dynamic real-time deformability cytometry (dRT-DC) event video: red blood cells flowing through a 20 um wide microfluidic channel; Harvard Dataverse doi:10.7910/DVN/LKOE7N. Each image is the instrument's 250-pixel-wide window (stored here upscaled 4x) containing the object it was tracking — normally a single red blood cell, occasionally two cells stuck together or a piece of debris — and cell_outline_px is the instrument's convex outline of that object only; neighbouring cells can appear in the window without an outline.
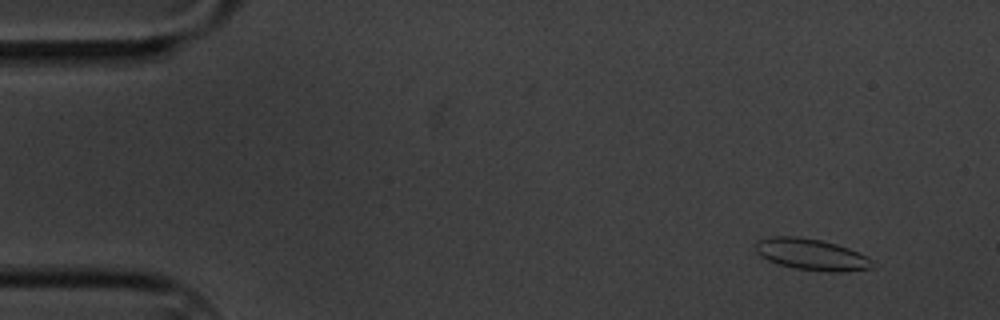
{"species": "common noctule bat (a hibernating species)", "species_latin": "Nyctalus noctula", "temperature_condition": "cold", "stored_images_in_passage": 10, "camera_frame_rate_fps": 3000, "um_per_image_px": 0.085, "animal": {"sex": "male", "body_mass_g": 20.1, "forearm_length_mm": 53.5}, "frame": {"image": 1, "passage_image": 2, "time_ms": 1.333, "image_size_px": [1000, 320], "cell_outline_px": [[872, 268], [840, 272], [828, 272], [796, 268], [780, 264], [768, 260], [760, 256], [756, 252], [756, 240], [768, 236], [796, 236], [820, 240], [836, 244], [848, 248], [872, 260]], "centroid_in_image_um": [68.92, 21.62], "position_along_channel_um": 16.1, "area_um2": 21.15}}
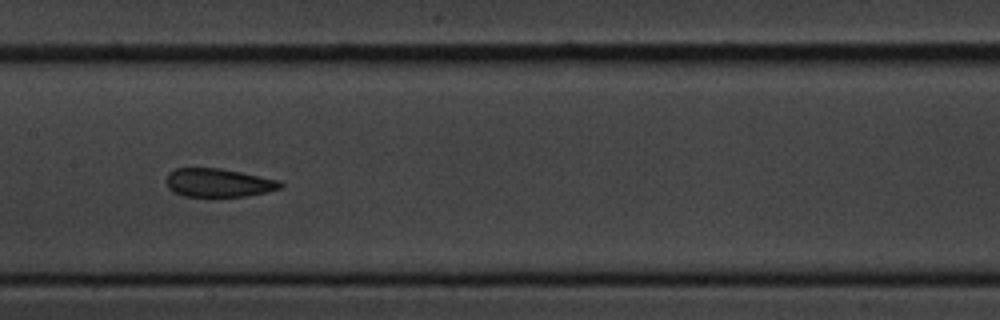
{"frame": {"image": 2, "passage_image": 9, "time_ms": 9.333, "image_size_px": [1000, 320], "cell_outline_px": [[284, 184], [280, 188], [248, 196], [184, 196], [172, 192], [168, 188], [164, 180], [168, 172], [176, 168], [220, 168], [280, 180]], "centroid_in_image_um": [18.51, 15.53], "position_along_channel_um": 188.9, "area_um2": 19.02}}
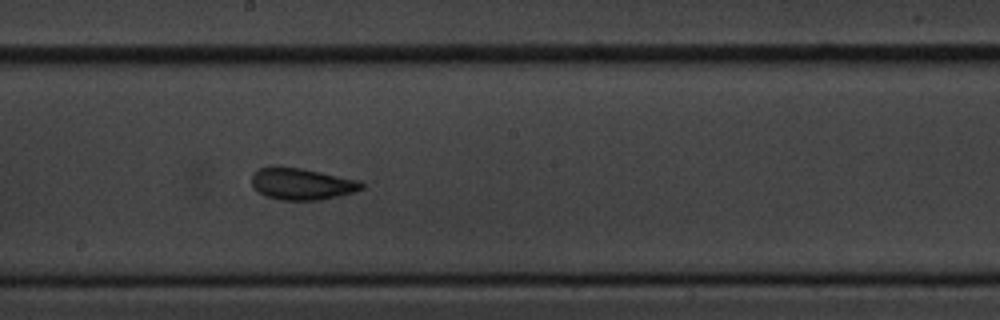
{"frame": {"image": 3, "passage_image": 10, "time_ms": 10.333, "image_size_px": [1000, 320], "cell_outline_px": [[364, 188], [352, 192], [320, 200], [280, 200], [264, 196], [252, 188], [252, 172], [260, 168], [300, 168], [360, 180], [364, 184]], "centroid_in_image_um": [25.63, 15.65], "position_along_channel_um": 222.6, "area_um2": 20.06}}